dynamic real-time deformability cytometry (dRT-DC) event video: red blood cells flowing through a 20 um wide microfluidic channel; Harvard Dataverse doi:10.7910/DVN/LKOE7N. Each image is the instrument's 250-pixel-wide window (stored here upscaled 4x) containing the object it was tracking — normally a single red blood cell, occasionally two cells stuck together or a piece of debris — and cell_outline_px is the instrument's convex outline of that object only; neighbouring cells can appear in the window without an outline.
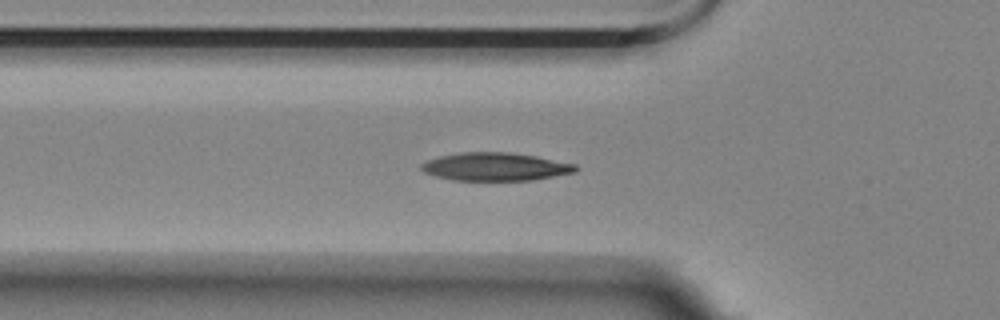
{"species": "Egyptian fruit bat (a non-hibernating species)", "species_latin": "Rousettus aegyptiacus", "temperature_condition": "room temperature", "stored_images_in_passage": 41, "camera_frame_rate_fps": 3000, "um_per_image_px": 0.085, "animal": {"sex": "female"}, "frame": {"image": 1, "passage_image": 2, "time_ms": 0.333, "image_size_px": [1000, 320], "cell_outline_px": [[580, 168], [576, 172], [532, 180], [452, 180], [436, 176], [424, 172], [420, 168], [420, 164], [428, 160], [440, 156], [464, 152], [508, 152], [536, 156], [576, 164]], "centroid_in_image_um": [42.13, 14.17], "position_along_channel_um": 83.7, "area_um2": 25.2}}
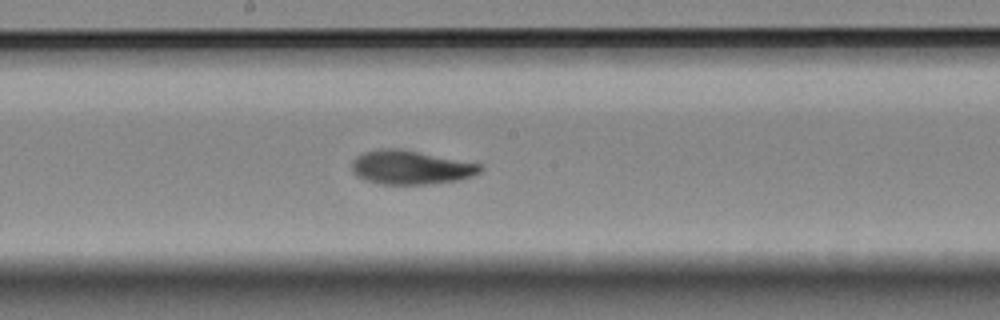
{"frame": {"image": 2, "passage_image": 13, "time_ms": 4.0, "image_size_px": [1000, 320], "cell_outline_px": [[484, 168], [480, 172], [472, 176], [460, 180], [428, 184], [380, 184], [364, 180], [356, 176], [352, 172], [352, 160], [356, 156], [364, 152], [376, 148], [400, 148], [480, 164]], "centroid_in_image_um": [34.87, 14.23], "position_along_channel_um": 213.3, "area_um2": 25.55}}
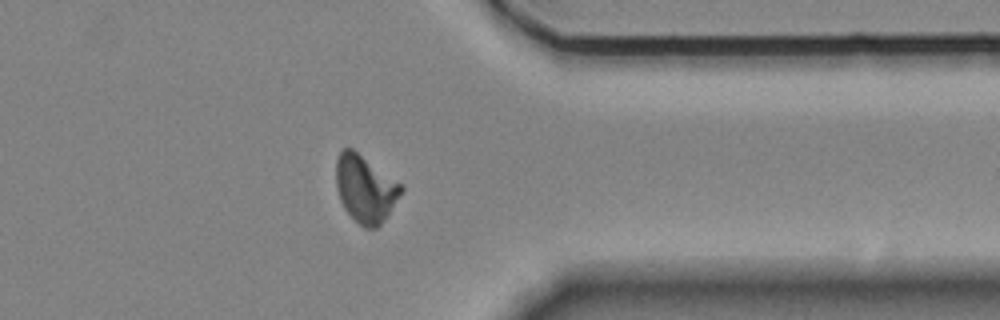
{"frame": {"image": 3, "passage_image": 28, "time_ms": 9.0, "image_size_px": [1000, 320], "cell_outline_px": [[404, 188], [384, 220], [376, 228], [364, 228], [344, 208], [340, 200], [336, 188], [336, 160], [340, 152], [344, 148], [352, 148], [400, 184]], "centroid_in_image_um": [31.01, 16.04], "position_along_channel_um": 380.4, "area_um2": 24.85}}